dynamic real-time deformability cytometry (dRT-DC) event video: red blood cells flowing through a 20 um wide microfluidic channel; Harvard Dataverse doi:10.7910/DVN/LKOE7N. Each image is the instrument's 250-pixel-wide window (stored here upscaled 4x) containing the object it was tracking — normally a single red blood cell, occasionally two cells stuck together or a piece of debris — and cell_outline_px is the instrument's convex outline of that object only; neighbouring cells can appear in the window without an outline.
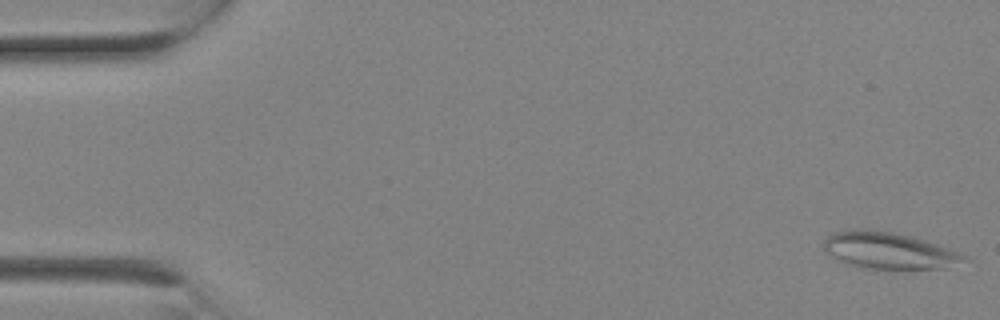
{"species": "Egyptian fruit bat (a non-hibernating species)", "species_latin": "Rousettus aegyptiacus", "temperature_condition": "room temperature", "stored_images_in_passage": 3, "camera_frame_rate_fps": 3000, "um_per_image_px": 0.085, "animal": {"sex": "female"}, "frame": {"image": 1, "passage_image": 3, "time_ms": 0.667, "image_size_px": [1000, 320], "cell_outline_px": [[972, 260], [948, 268], [864, 268], [848, 264], [832, 256], [824, 248], [824, 240], [828, 236], [836, 232], [856, 228], [864, 228], [892, 232], [908, 236], [936, 244], [960, 252], [968, 256]], "centroid_in_image_um": [75.61, 21.3], "position_along_channel_um": 9.4, "area_um2": 29.71}}